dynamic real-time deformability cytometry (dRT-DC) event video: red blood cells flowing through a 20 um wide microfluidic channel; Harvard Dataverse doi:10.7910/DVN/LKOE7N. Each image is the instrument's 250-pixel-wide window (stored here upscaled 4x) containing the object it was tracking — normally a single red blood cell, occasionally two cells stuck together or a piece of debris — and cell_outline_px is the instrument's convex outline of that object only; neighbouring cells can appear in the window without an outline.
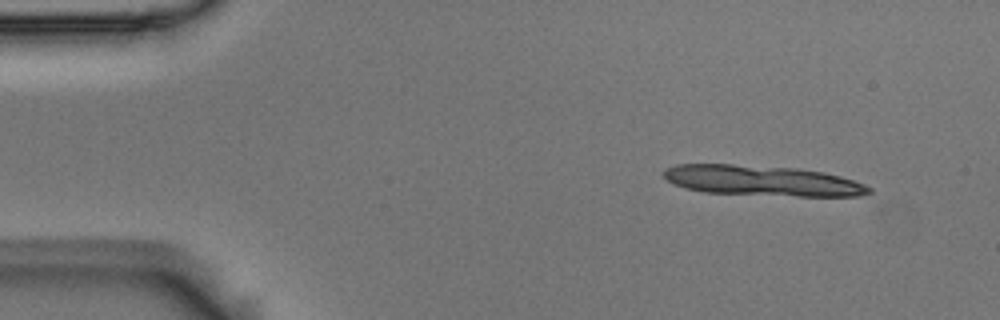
{"species": "Egyptian fruit bat (a non-hibernating species)", "species_latin": "Rousettus aegyptiacus", "temperature_condition": "room temperature", "stored_images_in_passage": 9, "camera_frame_rate_fps": 3000, "um_per_image_px": 0.085, "animal": {"sex": "male"}, "frame": {"image": 1, "passage_image": 2, "time_ms": 0.333, "image_size_px": [1000, 320], "cell_outline_px": [[872, 192], [860, 196], [800, 196], [704, 192], [688, 188], [664, 180], [660, 172], [664, 168], [676, 164], [732, 164], [796, 168], [824, 172], [840, 176], [864, 184], [872, 188]], "centroid_in_image_um": [64.75, 15.34], "position_along_channel_um": 20.2, "area_um2": 36.41}}